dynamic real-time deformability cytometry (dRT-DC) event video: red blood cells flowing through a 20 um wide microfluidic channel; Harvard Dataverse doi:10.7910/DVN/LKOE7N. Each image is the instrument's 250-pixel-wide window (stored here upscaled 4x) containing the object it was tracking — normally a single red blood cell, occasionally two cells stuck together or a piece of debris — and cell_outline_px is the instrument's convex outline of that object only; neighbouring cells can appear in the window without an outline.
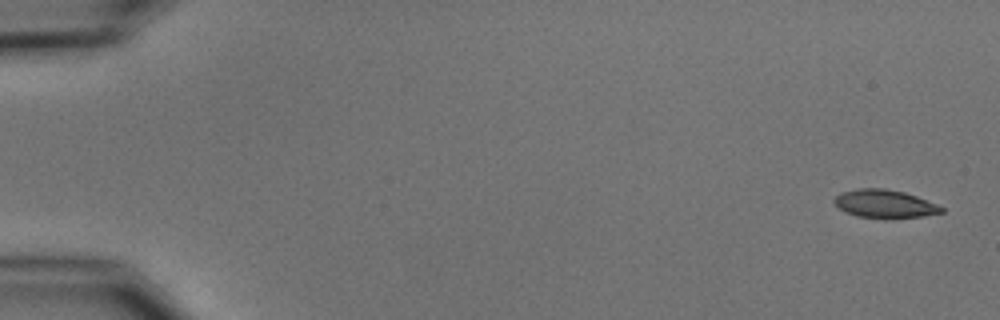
{"species": "common noctule bat (a hibernating species)", "species_latin": "Nyctalus noctula", "temperature_condition": "cold", "stored_images_in_passage": 4, "camera_frame_rate_fps": 3000, "um_per_image_px": 0.085, "animal": {"sex": "male", "body_mass_g": 15.6}, "frame": {"image": 1, "passage_image": 1, "time_ms": 0.0, "image_size_px": [1000, 320], "cell_outline_px": [[944, 212], [924, 216], [884, 220], [856, 216], [840, 208], [832, 200], [840, 192], [856, 188], [884, 188], [904, 192], [916, 196], [936, 204], [944, 208]], "centroid_in_image_um": [75.19, 17.34], "position_along_channel_um": 9.8, "area_um2": 17.92}}